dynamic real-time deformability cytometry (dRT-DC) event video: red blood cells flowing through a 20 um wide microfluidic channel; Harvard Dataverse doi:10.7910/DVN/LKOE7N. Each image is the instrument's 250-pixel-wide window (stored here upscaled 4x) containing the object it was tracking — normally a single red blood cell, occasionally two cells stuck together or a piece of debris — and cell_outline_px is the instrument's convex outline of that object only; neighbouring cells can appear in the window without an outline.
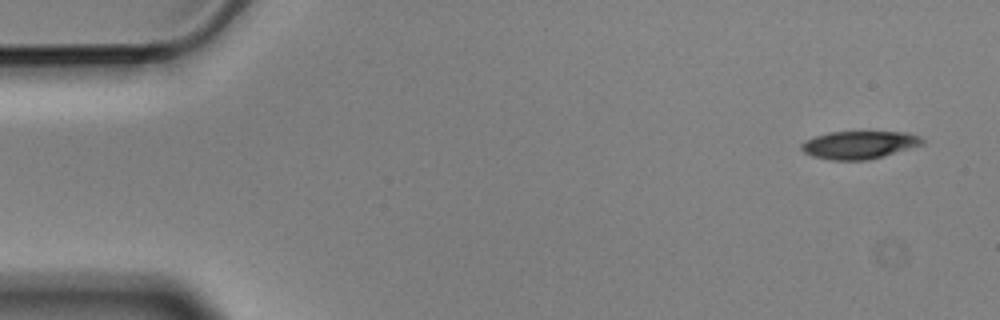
{"species": "Egyptian fruit bat (a non-hibernating species)", "species_latin": "Rousettus aegyptiacus", "temperature_condition": "cold", "stored_images_in_passage": 9, "camera_frame_rate_fps": 3000, "um_per_image_px": 0.085, "animal": {"sex": "male"}, "frame": {"image": 1, "passage_image": 1, "time_ms": 0.0, "image_size_px": [1000, 320], "cell_outline_px": [[924, 144], [884, 156], [868, 160], [832, 160], [812, 156], [804, 152], [800, 148], [800, 144], [804, 140], [828, 132], [908, 132], [920, 136], [924, 140]], "centroid_in_image_um": [73.03, 12.31], "position_along_channel_um": 12.0, "area_um2": 19.71}}
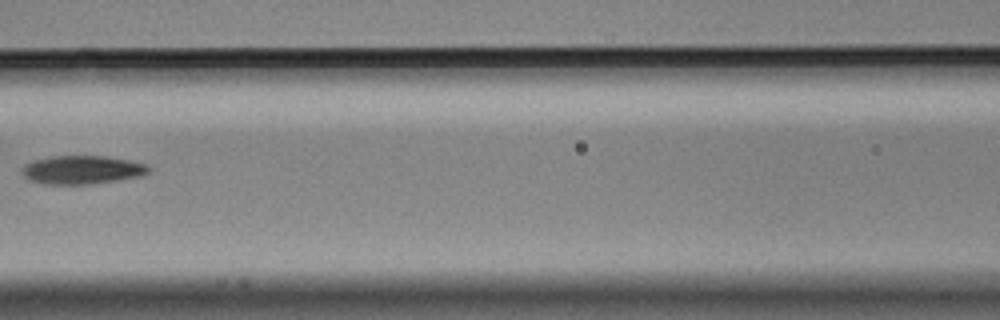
{"frame": {"image": 2, "passage_image": 6, "time_ms": 1.667, "image_size_px": [1000, 320], "cell_outline_px": [[152, 172], [140, 176], [120, 180], [92, 184], [44, 184], [28, 180], [20, 172], [20, 168], [24, 164], [36, 160], [52, 156], [104, 156], [128, 160], [148, 164], [152, 168]], "centroid_in_image_um": [7.0, 14.44], "position_along_channel_um": 159.6, "area_um2": 21.33}}
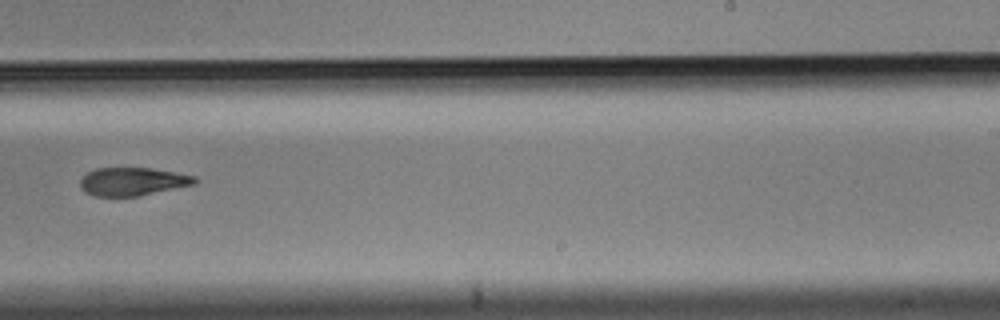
{"frame": {"image": 3, "passage_image": 9, "time_ms": 2.667, "image_size_px": [1000, 320], "cell_outline_px": [[200, 180], [196, 184], [136, 196], [92, 196], [84, 192], [80, 188], [80, 180], [88, 172], [96, 168], [152, 168], [196, 176]], "centroid_in_image_um": [11.28, 15.43], "position_along_channel_um": 277.7, "area_um2": 18.84}}